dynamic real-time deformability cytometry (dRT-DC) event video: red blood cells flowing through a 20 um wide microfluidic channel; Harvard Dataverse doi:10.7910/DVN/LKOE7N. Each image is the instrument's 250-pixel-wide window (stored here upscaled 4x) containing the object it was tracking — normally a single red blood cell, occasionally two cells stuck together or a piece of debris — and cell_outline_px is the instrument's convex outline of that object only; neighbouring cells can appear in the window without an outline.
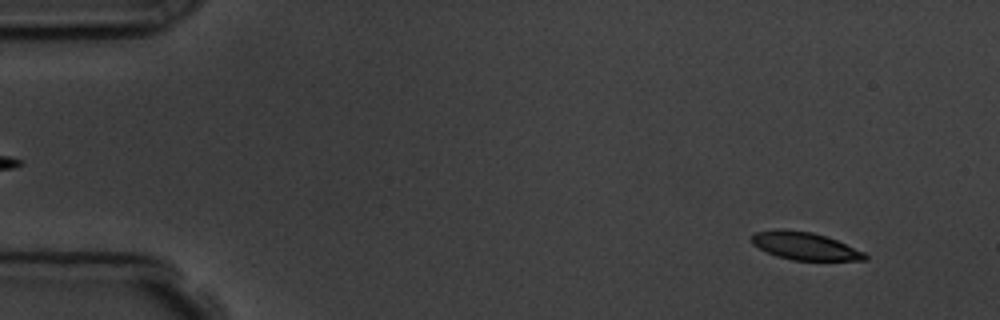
{"species": "common noctule bat (a hibernating species)", "species_latin": "Nyctalus noctula", "temperature_condition": "room temperature", "stored_images_in_passage": 4, "camera_frame_rate_fps": 3000, "um_per_image_px": 0.085, "animal": {"sex": "male", "body_mass_g": 19.5, "forearm_length_mm": 54.6}, "frame": {"image": 1, "passage_image": 1, "time_ms": 0.0, "image_size_px": [1000, 320], "cell_outline_px": [[868, 260], [792, 260], [776, 256], [752, 244], [752, 236], [756, 232], [780, 228], [784, 228], [812, 232], [836, 240], [864, 252], [868, 256]], "centroid_in_image_um": [68.4, 20.9], "position_along_channel_um": 16.6, "area_um2": 18.15}}
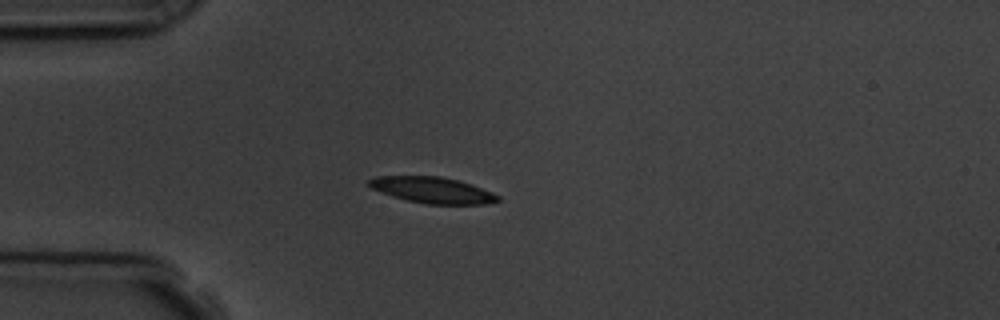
{"frame": {"image": 2, "passage_image": 4, "time_ms": 3.333, "image_size_px": [1000, 320], "cell_outline_px": [[500, 200], [488, 204], [424, 204], [392, 196], [372, 188], [368, 184], [368, 180], [376, 176], [440, 176], [472, 184], [492, 192], [500, 196]], "centroid_in_image_um": [36.79, 16.16], "position_along_channel_um": 48.2, "area_um2": 19.54}}